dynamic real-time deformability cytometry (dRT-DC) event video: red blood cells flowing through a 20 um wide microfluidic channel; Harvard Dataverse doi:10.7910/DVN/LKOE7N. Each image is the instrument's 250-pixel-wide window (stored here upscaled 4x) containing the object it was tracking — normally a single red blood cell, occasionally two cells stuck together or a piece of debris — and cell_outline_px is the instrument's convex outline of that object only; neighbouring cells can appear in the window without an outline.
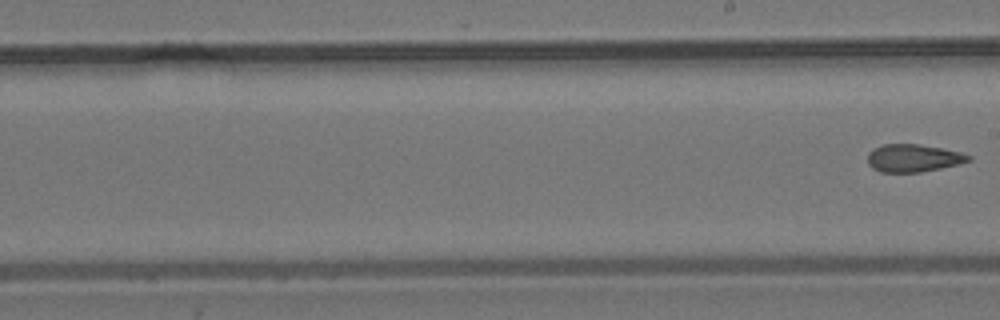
{"species": "common noctule bat (a hibernating species)", "species_latin": "Nyctalus noctula", "temperature_condition": "room temperature", "stored_images_in_passage": 6, "segment_of_instrument_passage": [2, 2], "camera_frame_rate_fps": 3000, "um_per_image_px": 0.085, "animal": {"sex": "male", "body_mass_g": 19.2, "forearm_length_mm": 51.8}, "frame": {"image": 1, "passage_image": 6, "time_ms": 1.667, "image_size_px": [1000, 320], "cell_outline_px": [[972, 160], [960, 164], [920, 172], [880, 172], [872, 168], [868, 164], [868, 152], [872, 148], [880, 144], [920, 144], [960, 152], [972, 156]], "centroid_in_image_um": [77.61, 13.43], "position_along_channel_um": 211.4, "area_um2": 16.42}}